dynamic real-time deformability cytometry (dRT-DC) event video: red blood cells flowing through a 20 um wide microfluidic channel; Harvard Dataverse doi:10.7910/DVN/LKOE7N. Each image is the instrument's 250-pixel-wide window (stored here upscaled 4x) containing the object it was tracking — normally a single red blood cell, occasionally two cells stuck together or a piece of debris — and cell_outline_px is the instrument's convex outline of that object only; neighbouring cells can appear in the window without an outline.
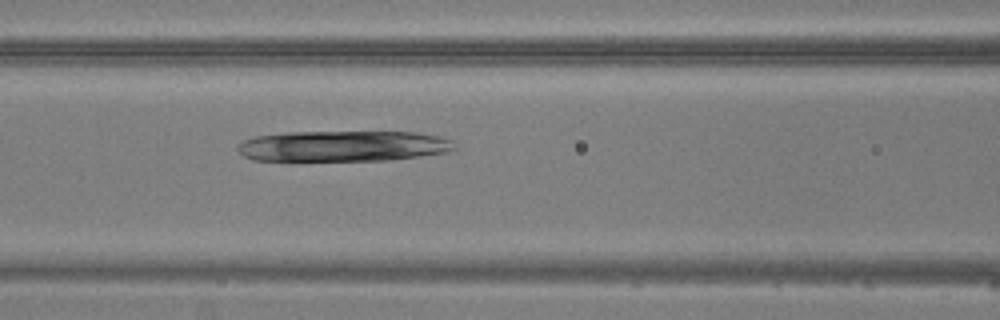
{"species": "common noctule bat (a hibernating species)", "species_latin": "Nyctalus noctula", "temperature_condition": "warm", "stored_images_in_passage": 4, "camera_frame_rate_fps": 3000, "um_per_image_px": 0.085, "animal": {"sex": "male", "body_mass_g": 20.5, "forearm_length_mm": 52.5}, "frame": {"image": 1, "passage_image": 4, "time_ms": 3.667, "image_size_px": [1000, 320], "cell_outline_px": [[456, 148], [444, 152], [388, 160], [252, 160], [244, 156], [236, 148], [236, 144], [244, 140], [256, 136], [288, 132], [416, 132], [436, 136], [452, 140]], "centroid_in_image_um": [29.1, 12.41], "position_along_channel_um": 137.5, "area_um2": 38.55}}